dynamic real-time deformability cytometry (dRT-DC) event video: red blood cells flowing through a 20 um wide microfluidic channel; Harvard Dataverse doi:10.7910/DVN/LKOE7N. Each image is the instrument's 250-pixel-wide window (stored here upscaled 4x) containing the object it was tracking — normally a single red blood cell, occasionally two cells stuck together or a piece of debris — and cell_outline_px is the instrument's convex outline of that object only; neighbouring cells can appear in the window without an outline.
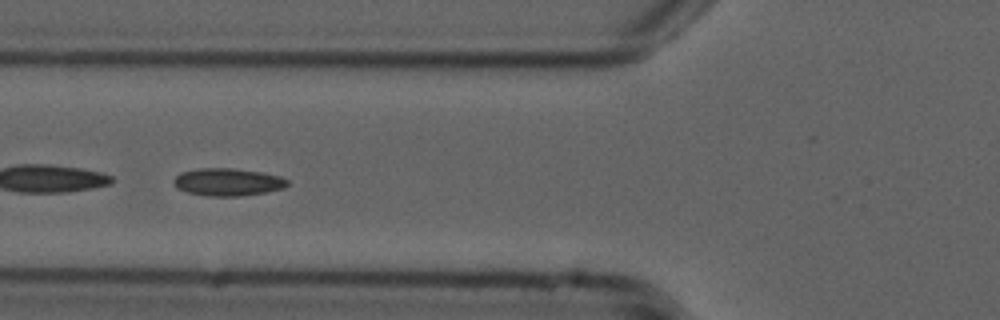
{"species": "common noctule bat (a hibernating species)", "species_latin": "Nyctalus noctula", "temperature_condition": "cold", "stored_images_in_passage": 47, "camera_frame_rate_fps": 3000, "um_per_image_px": 0.085, "animal": {"sex": "male", "forearm_length_mm": 52.5}, "frame": {"image": 1, "passage_image": 14, "time_ms": 4.333, "image_size_px": [1000, 320], "cell_outline_px": [[288, 184], [284, 188], [264, 192], [240, 196], [208, 196], [188, 192], [176, 188], [172, 184], [172, 180], [180, 172], [200, 168], [232, 168], [260, 172], [280, 176], [288, 180]], "centroid_in_image_um": [19.32, 15.47], "position_along_channel_um": 106.5, "area_um2": 18.26}}
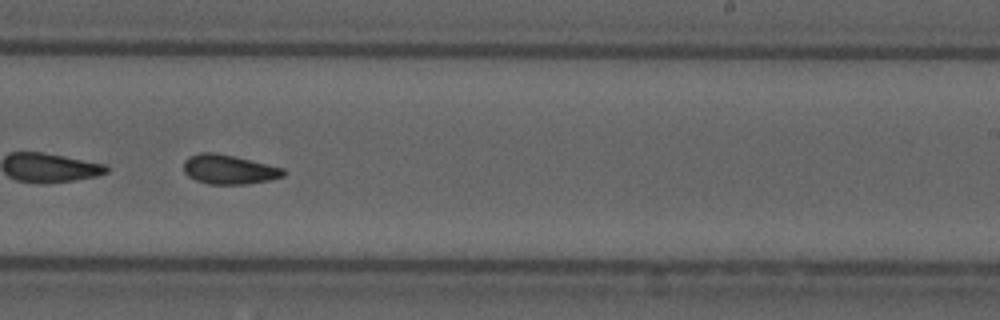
{"frame": {"image": 2, "passage_image": 27, "time_ms": 8.667, "image_size_px": [1000, 320], "cell_outline_px": [[288, 172], [284, 176], [268, 180], [248, 184], [208, 184], [196, 180], [188, 176], [184, 172], [184, 160], [188, 156], [200, 152], [212, 152], [232, 156], [284, 168]], "centroid_in_image_um": [19.45, 14.41], "position_along_channel_um": 269.6, "area_um2": 17.05}, "authors_computed_cell_mechanics": {"area_um2": 17.34, "velocity_mm_per_s": 3.7745, "shape_relaxation_time_tau1_ms": 10.7195, "shape_relaxation_time_tau2_ms": 3.236, "deformation_change_tau1": 0.191, "deformation_change_tau2": 0.0895}}